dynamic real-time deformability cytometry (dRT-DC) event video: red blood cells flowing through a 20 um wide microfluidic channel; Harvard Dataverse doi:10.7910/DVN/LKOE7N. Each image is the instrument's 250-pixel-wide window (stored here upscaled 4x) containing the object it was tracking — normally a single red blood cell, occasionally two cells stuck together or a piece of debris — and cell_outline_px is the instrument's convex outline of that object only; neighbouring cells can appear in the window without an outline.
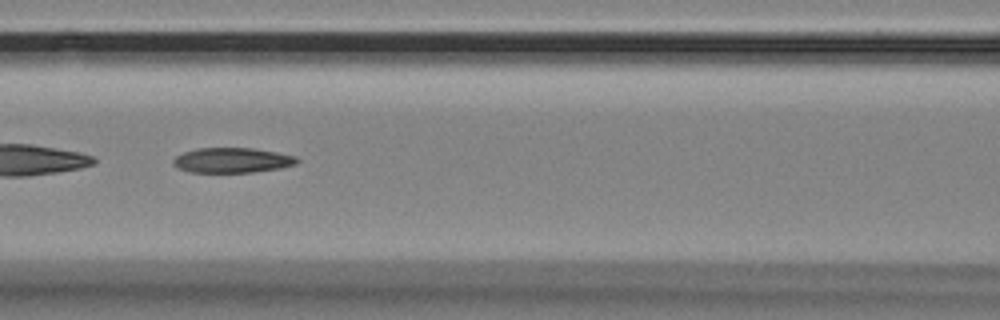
{"species": "Egyptian fruit bat (a non-hibernating species)", "species_latin": "Rousettus aegyptiacus", "temperature_condition": "room temperature", "stored_images_in_passage": 30, "camera_frame_rate_fps": 3000, "um_per_image_px": 0.085, "animal": {"sex": "female"}, "frame": {"image": 1, "passage_image": 8, "time_ms": 2.333, "image_size_px": [1000, 320], "cell_outline_px": [[300, 160], [296, 164], [280, 168], [252, 172], [188, 172], [176, 168], [172, 164], [172, 160], [176, 156], [184, 152], [196, 148], [252, 148], [276, 152], [296, 156]], "centroid_in_image_um": [19.71, 13.62], "position_along_channel_um": 146.9, "area_um2": 18.15}}
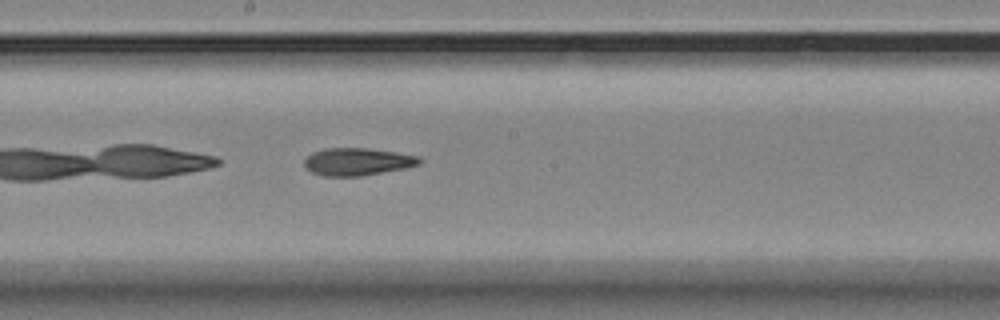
{"frame": {"image": 2, "passage_image": 14, "time_ms": 4.333, "image_size_px": [1000, 320], "cell_outline_px": [[420, 164], [404, 168], [360, 176], [324, 176], [312, 172], [304, 168], [304, 160], [312, 152], [324, 148], [368, 148], [420, 156]], "centroid_in_image_um": [30.33, 13.74], "position_along_channel_um": 217.9, "area_um2": 18.38}}
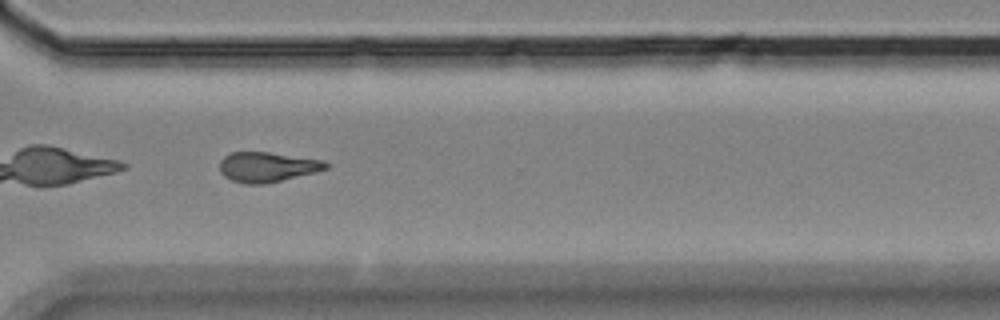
{"frame": {"image": 3, "passage_image": 25, "time_ms": 8.0, "image_size_px": [1000, 320], "cell_outline_px": [[328, 168], [316, 172], [264, 184], [244, 184], [232, 180], [224, 176], [220, 172], [220, 160], [224, 156], [232, 152], [268, 152], [324, 160], [328, 164]], "centroid_in_image_um": [22.7, 14.19], "position_along_channel_um": 347.9, "area_um2": 18.5}, "authors_computed_cell_mechanics": {"area_um2": 18.5538, "velocity_mm_per_s": 3.5572, "shape_relaxation_time_tau1_ms": null, "shape_relaxation_time_tau2_ms": 6.7798, "deformation_change_tau1": null, "deformation_change_tau2": 0.1764}}